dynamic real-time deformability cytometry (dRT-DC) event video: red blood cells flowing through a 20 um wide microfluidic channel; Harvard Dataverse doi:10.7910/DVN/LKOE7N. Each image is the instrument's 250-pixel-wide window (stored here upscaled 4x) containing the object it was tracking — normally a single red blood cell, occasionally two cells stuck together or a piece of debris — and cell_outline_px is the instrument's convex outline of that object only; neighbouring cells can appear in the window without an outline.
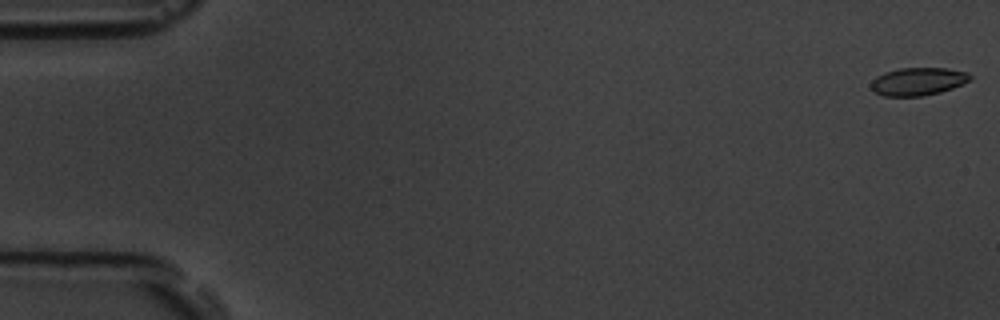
{"species": "common noctule bat (a hibernating species)", "species_latin": "Nyctalus noctula", "temperature_condition": "room temperature", "stored_images_in_passage": 55, "camera_frame_rate_fps": 3000, "um_per_image_px": 0.085, "animal": {"sex": "male", "body_mass_g": 19.5, "forearm_length_mm": 54.6}, "frame": {"image": 1, "passage_image": 1, "time_ms": 0.0, "image_size_px": [1000, 320], "cell_outline_px": [[972, 76], [968, 80], [952, 88], [940, 92], [924, 96], [884, 96], [876, 92], [868, 84], [876, 76], [884, 72], [900, 68], [948, 68], [968, 72]], "centroid_in_image_um": [78.0, 6.92], "position_along_channel_um": 7.0, "area_um2": 16.07}}
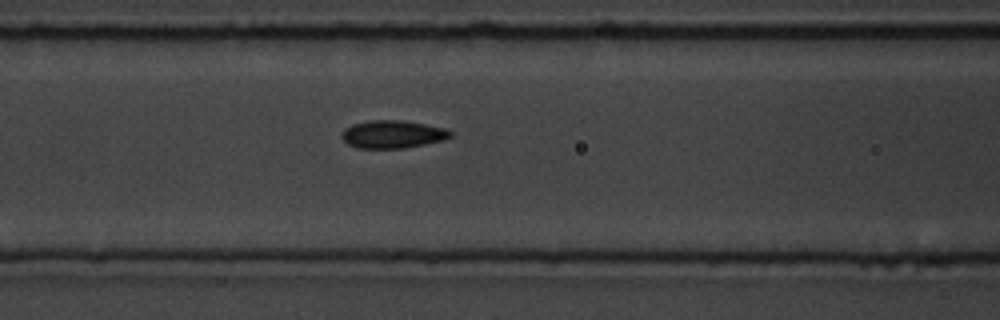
{"frame": {"image": 2, "passage_image": 23, "time_ms": 7.333, "image_size_px": [1000, 320], "cell_outline_px": [[452, 136], [444, 140], [404, 148], [356, 148], [348, 144], [340, 136], [340, 132], [344, 128], [352, 124], [368, 120], [400, 120], [424, 124], [444, 128], [452, 132]], "centroid_in_image_um": [33.32, 11.41], "position_along_channel_um": 133.3, "area_um2": 17.69}}
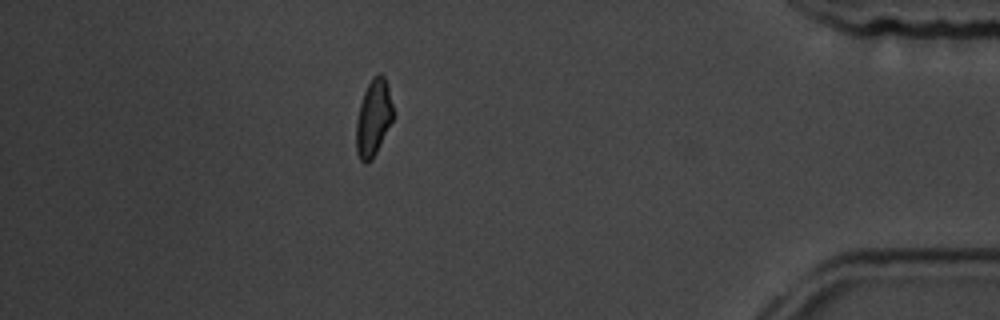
{"frame": {"image": 3, "passage_image": 48, "time_ms": 15.667, "image_size_px": [1000, 320], "cell_outline_px": [[392, 120], [372, 160], [364, 164], [360, 160], [356, 152], [356, 120], [360, 104], [364, 92], [372, 76], [380, 72], [384, 76], [388, 84], [392, 104]], "centroid_in_image_um": [31.72, 10.0], "position_along_channel_um": 403.5, "area_um2": 16.42}, "authors_computed_cell_mechanics": {"area_um2": 16.762, "velocity_mm_per_s": 3.7766, "shape_relaxation_time_tau1_ms": 2.9762, "shape_relaxation_time_tau2_ms": 2.3914, "deformation_change_tau1": 0.1113, "deformation_change_tau2": 0.0667}}